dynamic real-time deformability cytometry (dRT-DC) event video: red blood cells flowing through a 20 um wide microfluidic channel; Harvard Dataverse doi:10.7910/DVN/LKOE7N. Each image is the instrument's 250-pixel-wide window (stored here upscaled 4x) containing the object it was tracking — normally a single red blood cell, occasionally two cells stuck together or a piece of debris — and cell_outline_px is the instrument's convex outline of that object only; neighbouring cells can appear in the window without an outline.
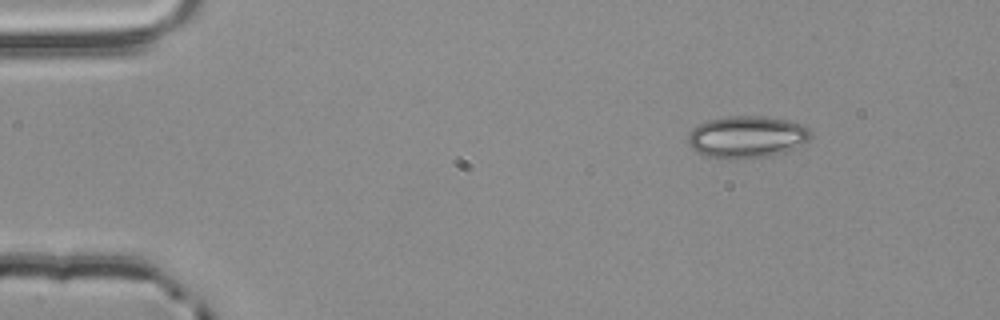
{"species": "common noctule bat (a hibernating species)", "species_latin": "Nyctalus noctula", "temperature_condition": "room temperature", "stored_images_in_passage": 3, "camera_frame_rate_fps": 3000, "um_per_image_px": 0.085, "animal": {"sex": "male", "body_mass_g": 20.4}, "frame": {"image": 1, "passage_image": 1, "time_ms": 0.0, "image_size_px": [1000, 320], "cell_outline_px": [[812, 136], [808, 140], [784, 152], [768, 156], [736, 160], [728, 160], [708, 156], [696, 152], [688, 144], [688, 132], [696, 124], [708, 120], [728, 116], [764, 116], [788, 120], [804, 124], [808, 128]], "centroid_in_image_um": [63.44, 11.64], "position_along_channel_um": 21.6, "area_um2": 30.4}}